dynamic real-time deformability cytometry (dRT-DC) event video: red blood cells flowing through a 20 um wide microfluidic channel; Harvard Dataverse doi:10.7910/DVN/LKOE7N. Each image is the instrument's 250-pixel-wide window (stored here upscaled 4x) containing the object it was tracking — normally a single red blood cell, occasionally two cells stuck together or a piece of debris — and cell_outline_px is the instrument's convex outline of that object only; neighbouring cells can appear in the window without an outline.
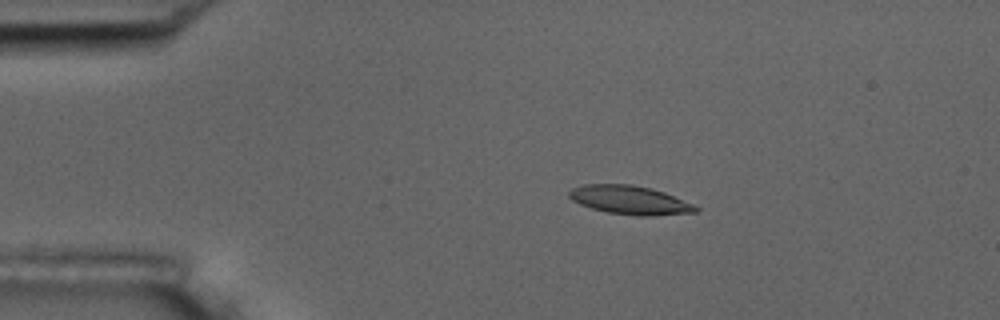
{"species": "common noctule bat (a hibernating species)", "species_latin": "Nyctalus noctula", "temperature_condition": "room temperature", "stored_images_in_passage": 5, "camera_frame_rate_fps": 3000, "um_per_image_px": 0.085, "animal": {"sex": "male", "body_mass_g": 17.5, "forearm_length_mm": 52.3}, "frame": {"image": 1, "passage_image": 3, "time_ms": 3.333, "image_size_px": [1000, 320], "cell_outline_px": [[700, 208], [696, 212], [652, 216], [640, 216], [608, 212], [592, 208], [580, 204], [572, 200], [568, 196], [568, 192], [572, 188], [584, 184], [632, 184], [652, 188], [664, 192], [692, 204]], "centroid_in_image_um": [53.52, 16.99], "position_along_channel_um": 31.5, "area_um2": 21.1}}